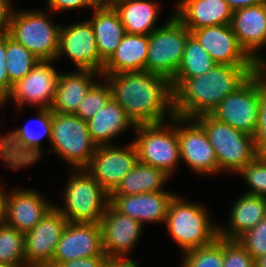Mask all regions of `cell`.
Instances as JSON below:
<instances>
[{"mask_svg":"<svg viewBox=\"0 0 266 267\" xmlns=\"http://www.w3.org/2000/svg\"><path fill=\"white\" fill-rule=\"evenodd\" d=\"M102 78L110 86L112 99L135 126L161 123L175 116L173 89L166 77L141 71L102 75Z\"/></svg>","mask_w":266,"mask_h":267,"instance_id":"cell-1","label":"cell"},{"mask_svg":"<svg viewBox=\"0 0 266 267\" xmlns=\"http://www.w3.org/2000/svg\"><path fill=\"white\" fill-rule=\"evenodd\" d=\"M256 71V65L216 64L203 75L173 78L171 85L175 116L195 119L200 115L211 114L227 95Z\"/></svg>","mask_w":266,"mask_h":267,"instance_id":"cell-2","label":"cell"},{"mask_svg":"<svg viewBox=\"0 0 266 267\" xmlns=\"http://www.w3.org/2000/svg\"><path fill=\"white\" fill-rule=\"evenodd\" d=\"M201 203L189 202L175 194L171 199L165 225L183 253L211 244L218 237V222L212 221Z\"/></svg>","mask_w":266,"mask_h":267,"instance_id":"cell-3","label":"cell"},{"mask_svg":"<svg viewBox=\"0 0 266 267\" xmlns=\"http://www.w3.org/2000/svg\"><path fill=\"white\" fill-rule=\"evenodd\" d=\"M36 112L35 120L31 119L29 123L15 127L6 135H1L0 132V158L5 168L19 171L23 167L32 166L44 156L45 149H41V143L44 137L48 142L51 141V109H38ZM33 121L39 130L31 127Z\"/></svg>","mask_w":266,"mask_h":267,"instance_id":"cell-4","label":"cell"},{"mask_svg":"<svg viewBox=\"0 0 266 267\" xmlns=\"http://www.w3.org/2000/svg\"><path fill=\"white\" fill-rule=\"evenodd\" d=\"M64 187L61 207L54 205L68 222L100 223L110 195L86 169H72Z\"/></svg>","mask_w":266,"mask_h":267,"instance_id":"cell-5","label":"cell"},{"mask_svg":"<svg viewBox=\"0 0 266 267\" xmlns=\"http://www.w3.org/2000/svg\"><path fill=\"white\" fill-rule=\"evenodd\" d=\"M133 132L139 162L163 170L172 178L181 162L177 116L161 123L138 125Z\"/></svg>","mask_w":266,"mask_h":267,"instance_id":"cell-6","label":"cell"},{"mask_svg":"<svg viewBox=\"0 0 266 267\" xmlns=\"http://www.w3.org/2000/svg\"><path fill=\"white\" fill-rule=\"evenodd\" d=\"M206 132L218 161V173L231 171L238 174L258 155L255 150L254 137L221 123L210 114L194 119Z\"/></svg>","mask_w":266,"mask_h":267,"instance_id":"cell-7","label":"cell"},{"mask_svg":"<svg viewBox=\"0 0 266 267\" xmlns=\"http://www.w3.org/2000/svg\"><path fill=\"white\" fill-rule=\"evenodd\" d=\"M15 10L9 23V36L39 60H55L61 24H54L44 10Z\"/></svg>","mask_w":266,"mask_h":267,"instance_id":"cell-8","label":"cell"},{"mask_svg":"<svg viewBox=\"0 0 266 267\" xmlns=\"http://www.w3.org/2000/svg\"><path fill=\"white\" fill-rule=\"evenodd\" d=\"M50 144L48 151L66 160L72 169H85L97 147L90 137L87 121L75 114L52 111Z\"/></svg>","mask_w":266,"mask_h":267,"instance_id":"cell-9","label":"cell"},{"mask_svg":"<svg viewBox=\"0 0 266 267\" xmlns=\"http://www.w3.org/2000/svg\"><path fill=\"white\" fill-rule=\"evenodd\" d=\"M190 34V30L172 13L166 23L149 34L146 71L171 81L182 62Z\"/></svg>","mask_w":266,"mask_h":267,"instance_id":"cell-10","label":"cell"},{"mask_svg":"<svg viewBox=\"0 0 266 267\" xmlns=\"http://www.w3.org/2000/svg\"><path fill=\"white\" fill-rule=\"evenodd\" d=\"M260 101V74L253 73L234 92L227 95L211 116L234 129L255 135Z\"/></svg>","mask_w":266,"mask_h":267,"instance_id":"cell-11","label":"cell"},{"mask_svg":"<svg viewBox=\"0 0 266 267\" xmlns=\"http://www.w3.org/2000/svg\"><path fill=\"white\" fill-rule=\"evenodd\" d=\"M55 60H39L32 70L12 85L4 104L15 102L17 111L24 105H34L37 109H50L54 101L60 73L53 67Z\"/></svg>","mask_w":266,"mask_h":267,"instance_id":"cell-12","label":"cell"},{"mask_svg":"<svg viewBox=\"0 0 266 267\" xmlns=\"http://www.w3.org/2000/svg\"><path fill=\"white\" fill-rule=\"evenodd\" d=\"M138 161L133 142L123 147L113 143L112 145L97 146L85 169L110 195Z\"/></svg>","mask_w":266,"mask_h":267,"instance_id":"cell-13","label":"cell"},{"mask_svg":"<svg viewBox=\"0 0 266 267\" xmlns=\"http://www.w3.org/2000/svg\"><path fill=\"white\" fill-rule=\"evenodd\" d=\"M64 55L72 60L77 70L102 72L105 62L100 58L89 19L71 25H61L55 61H59Z\"/></svg>","mask_w":266,"mask_h":267,"instance_id":"cell-14","label":"cell"},{"mask_svg":"<svg viewBox=\"0 0 266 267\" xmlns=\"http://www.w3.org/2000/svg\"><path fill=\"white\" fill-rule=\"evenodd\" d=\"M181 161L200 176L218 174V161L205 130L194 120L177 117Z\"/></svg>","mask_w":266,"mask_h":267,"instance_id":"cell-15","label":"cell"},{"mask_svg":"<svg viewBox=\"0 0 266 267\" xmlns=\"http://www.w3.org/2000/svg\"><path fill=\"white\" fill-rule=\"evenodd\" d=\"M67 223V219L54 206L32 230L24 234L28 267H47L51 263Z\"/></svg>","mask_w":266,"mask_h":267,"instance_id":"cell-16","label":"cell"},{"mask_svg":"<svg viewBox=\"0 0 266 267\" xmlns=\"http://www.w3.org/2000/svg\"><path fill=\"white\" fill-rule=\"evenodd\" d=\"M100 255H105L100 223L68 222L47 267Z\"/></svg>","mask_w":266,"mask_h":267,"instance_id":"cell-17","label":"cell"},{"mask_svg":"<svg viewBox=\"0 0 266 267\" xmlns=\"http://www.w3.org/2000/svg\"><path fill=\"white\" fill-rule=\"evenodd\" d=\"M34 189L4 190V223L19 232L32 230L55 205Z\"/></svg>","mask_w":266,"mask_h":267,"instance_id":"cell-18","label":"cell"},{"mask_svg":"<svg viewBox=\"0 0 266 267\" xmlns=\"http://www.w3.org/2000/svg\"><path fill=\"white\" fill-rule=\"evenodd\" d=\"M100 227L103 250L108 258L129 256L144 229L138 220L120 213L111 203L100 221Z\"/></svg>","mask_w":266,"mask_h":267,"instance_id":"cell-19","label":"cell"},{"mask_svg":"<svg viewBox=\"0 0 266 267\" xmlns=\"http://www.w3.org/2000/svg\"><path fill=\"white\" fill-rule=\"evenodd\" d=\"M216 64L256 65L240 46L231 24L202 27L191 31Z\"/></svg>","mask_w":266,"mask_h":267,"instance_id":"cell-20","label":"cell"},{"mask_svg":"<svg viewBox=\"0 0 266 267\" xmlns=\"http://www.w3.org/2000/svg\"><path fill=\"white\" fill-rule=\"evenodd\" d=\"M231 26L240 46L254 60L256 66L265 64L266 58L261 55L260 50L266 46V1L234 10Z\"/></svg>","mask_w":266,"mask_h":267,"instance_id":"cell-21","label":"cell"},{"mask_svg":"<svg viewBox=\"0 0 266 267\" xmlns=\"http://www.w3.org/2000/svg\"><path fill=\"white\" fill-rule=\"evenodd\" d=\"M174 193L167 191L146 192L136 195H110V203L120 212L147 223H164L167 210Z\"/></svg>","mask_w":266,"mask_h":267,"instance_id":"cell-22","label":"cell"},{"mask_svg":"<svg viewBox=\"0 0 266 267\" xmlns=\"http://www.w3.org/2000/svg\"><path fill=\"white\" fill-rule=\"evenodd\" d=\"M174 16L190 30L231 24L232 10L226 0H179Z\"/></svg>","mask_w":266,"mask_h":267,"instance_id":"cell-23","label":"cell"},{"mask_svg":"<svg viewBox=\"0 0 266 267\" xmlns=\"http://www.w3.org/2000/svg\"><path fill=\"white\" fill-rule=\"evenodd\" d=\"M99 76V77H97ZM101 78L99 72L92 70H74L60 73L51 111L62 114H75L90 88Z\"/></svg>","mask_w":266,"mask_h":267,"instance_id":"cell-24","label":"cell"},{"mask_svg":"<svg viewBox=\"0 0 266 267\" xmlns=\"http://www.w3.org/2000/svg\"><path fill=\"white\" fill-rule=\"evenodd\" d=\"M266 217V197L244 193L231 207L228 227L218 226V236L237 239Z\"/></svg>","mask_w":266,"mask_h":267,"instance_id":"cell-25","label":"cell"},{"mask_svg":"<svg viewBox=\"0 0 266 267\" xmlns=\"http://www.w3.org/2000/svg\"><path fill=\"white\" fill-rule=\"evenodd\" d=\"M149 35L125 33L101 75L146 71Z\"/></svg>","mask_w":266,"mask_h":267,"instance_id":"cell-26","label":"cell"},{"mask_svg":"<svg viewBox=\"0 0 266 267\" xmlns=\"http://www.w3.org/2000/svg\"><path fill=\"white\" fill-rule=\"evenodd\" d=\"M92 141L97 145H112L117 138L128 129L135 130V125L129 119L124 109L113 99L87 121Z\"/></svg>","mask_w":266,"mask_h":267,"instance_id":"cell-27","label":"cell"},{"mask_svg":"<svg viewBox=\"0 0 266 267\" xmlns=\"http://www.w3.org/2000/svg\"><path fill=\"white\" fill-rule=\"evenodd\" d=\"M160 3L153 0H117L111 6L118 13L126 33L149 35L158 25Z\"/></svg>","mask_w":266,"mask_h":267,"instance_id":"cell-28","label":"cell"},{"mask_svg":"<svg viewBox=\"0 0 266 267\" xmlns=\"http://www.w3.org/2000/svg\"><path fill=\"white\" fill-rule=\"evenodd\" d=\"M93 10L89 21L94 30L100 58L106 63L126 32L118 13L111 5H98Z\"/></svg>","mask_w":266,"mask_h":267,"instance_id":"cell-29","label":"cell"},{"mask_svg":"<svg viewBox=\"0 0 266 267\" xmlns=\"http://www.w3.org/2000/svg\"><path fill=\"white\" fill-rule=\"evenodd\" d=\"M172 178L163 170L138 161L110 195H136L146 192H162Z\"/></svg>","mask_w":266,"mask_h":267,"instance_id":"cell-30","label":"cell"},{"mask_svg":"<svg viewBox=\"0 0 266 267\" xmlns=\"http://www.w3.org/2000/svg\"><path fill=\"white\" fill-rule=\"evenodd\" d=\"M216 65L209 53L190 34L185 45L184 56L174 78H192L204 74Z\"/></svg>","mask_w":266,"mask_h":267,"instance_id":"cell-31","label":"cell"},{"mask_svg":"<svg viewBox=\"0 0 266 267\" xmlns=\"http://www.w3.org/2000/svg\"><path fill=\"white\" fill-rule=\"evenodd\" d=\"M6 59L7 73L12 84L23 79L39 61L23 45L12 39L8 33H6Z\"/></svg>","mask_w":266,"mask_h":267,"instance_id":"cell-32","label":"cell"},{"mask_svg":"<svg viewBox=\"0 0 266 267\" xmlns=\"http://www.w3.org/2000/svg\"><path fill=\"white\" fill-rule=\"evenodd\" d=\"M0 262L28 267L25 260L24 233L3 223L0 226Z\"/></svg>","mask_w":266,"mask_h":267,"instance_id":"cell-33","label":"cell"},{"mask_svg":"<svg viewBox=\"0 0 266 267\" xmlns=\"http://www.w3.org/2000/svg\"><path fill=\"white\" fill-rule=\"evenodd\" d=\"M182 254L181 267H223V238Z\"/></svg>","mask_w":266,"mask_h":267,"instance_id":"cell-34","label":"cell"},{"mask_svg":"<svg viewBox=\"0 0 266 267\" xmlns=\"http://www.w3.org/2000/svg\"><path fill=\"white\" fill-rule=\"evenodd\" d=\"M85 95L75 115L84 121L92 118L99 109L103 108L111 99L112 93L106 79L99 82V79ZM105 81V82H104Z\"/></svg>","mask_w":266,"mask_h":267,"instance_id":"cell-35","label":"cell"},{"mask_svg":"<svg viewBox=\"0 0 266 267\" xmlns=\"http://www.w3.org/2000/svg\"><path fill=\"white\" fill-rule=\"evenodd\" d=\"M238 174L250 187L243 193L266 197V159L263 156H257Z\"/></svg>","mask_w":266,"mask_h":267,"instance_id":"cell-36","label":"cell"},{"mask_svg":"<svg viewBox=\"0 0 266 267\" xmlns=\"http://www.w3.org/2000/svg\"><path fill=\"white\" fill-rule=\"evenodd\" d=\"M244 249L256 259L266 254V217L237 238Z\"/></svg>","mask_w":266,"mask_h":267,"instance_id":"cell-37","label":"cell"},{"mask_svg":"<svg viewBox=\"0 0 266 267\" xmlns=\"http://www.w3.org/2000/svg\"><path fill=\"white\" fill-rule=\"evenodd\" d=\"M223 267H254L253 257L237 239L223 238Z\"/></svg>","mask_w":266,"mask_h":267,"instance_id":"cell-38","label":"cell"},{"mask_svg":"<svg viewBox=\"0 0 266 267\" xmlns=\"http://www.w3.org/2000/svg\"><path fill=\"white\" fill-rule=\"evenodd\" d=\"M253 137L256 153L262 156L266 152V84L261 75L258 121Z\"/></svg>","mask_w":266,"mask_h":267,"instance_id":"cell-39","label":"cell"},{"mask_svg":"<svg viewBox=\"0 0 266 267\" xmlns=\"http://www.w3.org/2000/svg\"><path fill=\"white\" fill-rule=\"evenodd\" d=\"M48 11L60 13L63 11L80 10L82 8L90 7L92 9L98 6L95 0H47Z\"/></svg>","mask_w":266,"mask_h":267,"instance_id":"cell-40","label":"cell"},{"mask_svg":"<svg viewBox=\"0 0 266 267\" xmlns=\"http://www.w3.org/2000/svg\"><path fill=\"white\" fill-rule=\"evenodd\" d=\"M6 61V33H0V98L2 100L9 94L13 85L9 81Z\"/></svg>","mask_w":266,"mask_h":267,"instance_id":"cell-41","label":"cell"},{"mask_svg":"<svg viewBox=\"0 0 266 267\" xmlns=\"http://www.w3.org/2000/svg\"><path fill=\"white\" fill-rule=\"evenodd\" d=\"M108 257L100 255L86 257L61 263L58 267H107Z\"/></svg>","mask_w":266,"mask_h":267,"instance_id":"cell-42","label":"cell"},{"mask_svg":"<svg viewBox=\"0 0 266 267\" xmlns=\"http://www.w3.org/2000/svg\"><path fill=\"white\" fill-rule=\"evenodd\" d=\"M14 9L12 0H0V33L8 32Z\"/></svg>","mask_w":266,"mask_h":267,"instance_id":"cell-43","label":"cell"},{"mask_svg":"<svg viewBox=\"0 0 266 267\" xmlns=\"http://www.w3.org/2000/svg\"><path fill=\"white\" fill-rule=\"evenodd\" d=\"M139 262L130 259L128 256L124 257H109L107 267H138Z\"/></svg>","mask_w":266,"mask_h":267,"instance_id":"cell-44","label":"cell"},{"mask_svg":"<svg viewBox=\"0 0 266 267\" xmlns=\"http://www.w3.org/2000/svg\"><path fill=\"white\" fill-rule=\"evenodd\" d=\"M265 1L266 0H226L229 8L232 11L249 6H256L264 3Z\"/></svg>","mask_w":266,"mask_h":267,"instance_id":"cell-45","label":"cell"},{"mask_svg":"<svg viewBox=\"0 0 266 267\" xmlns=\"http://www.w3.org/2000/svg\"><path fill=\"white\" fill-rule=\"evenodd\" d=\"M4 223V188L0 182V226Z\"/></svg>","mask_w":266,"mask_h":267,"instance_id":"cell-46","label":"cell"},{"mask_svg":"<svg viewBox=\"0 0 266 267\" xmlns=\"http://www.w3.org/2000/svg\"><path fill=\"white\" fill-rule=\"evenodd\" d=\"M254 267H266V254L254 259Z\"/></svg>","mask_w":266,"mask_h":267,"instance_id":"cell-47","label":"cell"},{"mask_svg":"<svg viewBox=\"0 0 266 267\" xmlns=\"http://www.w3.org/2000/svg\"><path fill=\"white\" fill-rule=\"evenodd\" d=\"M257 71L262 76L266 84V63L260 66H257Z\"/></svg>","mask_w":266,"mask_h":267,"instance_id":"cell-48","label":"cell"},{"mask_svg":"<svg viewBox=\"0 0 266 267\" xmlns=\"http://www.w3.org/2000/svg\"><path fill=\"white\" fill-rule=\"evenodd\" d=\"M98 5H111L113 2L117 0H95Z\"/></svg>","mask_w":266,"mask_h":267,"instance_id":"cell-49","label":"cell"},{"mask_svg":"<svg viewBox=\"0 0 266 267\" xmlns=\"http://www.w3.org/2000/svg\"><path fill=\"white\" fill-rule=\"evenodd\" d=\"M0 267H15V266H12V265L7 264V263L0 262Z\"/></svg>","mask_w":266,"mask_h":267,"instance_id":"cell-50","label":"cell"},{"mask_svg":"<svg viewBox=\"0 0 266 267\" xmlns=\"http://www.w3.org/2000/svg\"><path fill=\"white\" fill-rule=\"evenodd\" d=\"M3 105V100L0 98V108L2 107Z\"/></svg>","mask_w":266,"mask_h":267,"instance_id":"cell-51","label":"cell"},{"mask_svg":"<svg viewBox=\"0 0 266 267\" xmlns=\"http://www.w3.org/2000/svg\"><path fill=\"white\" fill-rule=\"evenodd\" d=\"M262 156L266 159V152Z\"/></svg>","mask_w":266,"mask_h":267,"instance_id":"cell-52","label":"cell"}]
</instances>
